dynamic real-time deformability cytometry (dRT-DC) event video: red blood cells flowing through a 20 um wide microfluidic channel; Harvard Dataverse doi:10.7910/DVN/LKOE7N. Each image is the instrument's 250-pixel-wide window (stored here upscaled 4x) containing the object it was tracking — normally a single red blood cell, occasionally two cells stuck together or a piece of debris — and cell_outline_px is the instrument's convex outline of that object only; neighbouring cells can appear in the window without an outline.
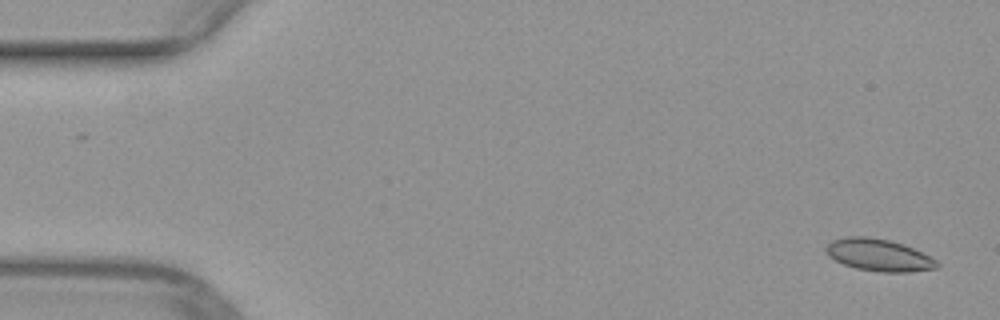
{"species": "common noctule bat (a hibernating species)", "species_latin": "Nyctalus noctula", "temperature_condition": "warm", "stored_images_in_passage": 51, "segment_of_instrument_passage": [1, 2], "camera_frame_rate_fps": 3000, "um_per_image_px": 0.085, "animal": {"sex": "female", "body_mass_g": 29.2, "forearm_length_mm": 56.3}, "frame": {"image": 1, "passage_image": 1, "time_ms": 0.0, "image_size_px": [1000, 320], "cell_outline_px": [[940, 264], [936, 268], [908, 272], [880, 272], [856, 268], [844, 264], [828, 256], [824, 248], [832, 240], [848, 236], [864, 236], [888, 240], [904, 244], [936, 260]], "centroid_in_image_um": [74.67, 21.68], "position_along_channel_um": 10.3, "area_um2": 20.58}}
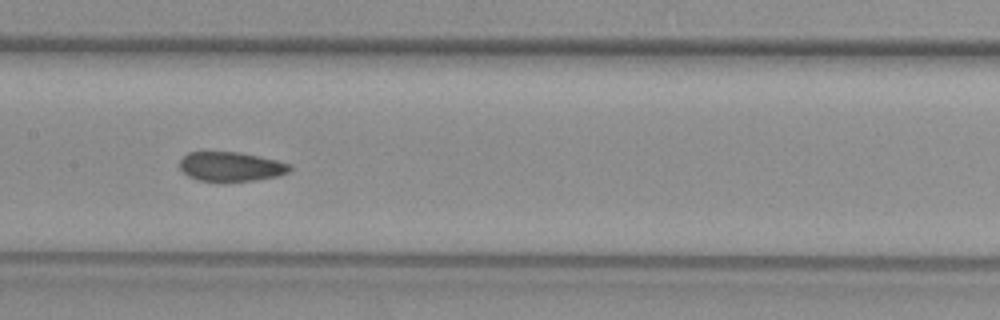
{"frame": {"image": 2, "passage_image": 24, "time_ms": 7.667, "image_size_px": [1000, 320], "cell_outline_px": [[292, 168], [288, 172], [280, 176], [256, 180], [196, 180], [180, 172], [180, 160], [188, 152], [204, 148], [240, 152], [260, 156], [292, 164]], "centroid_in_image_um": [19.57, 14.1], "position_along_channel_um": 187.8, "area_um2": 19.59}}
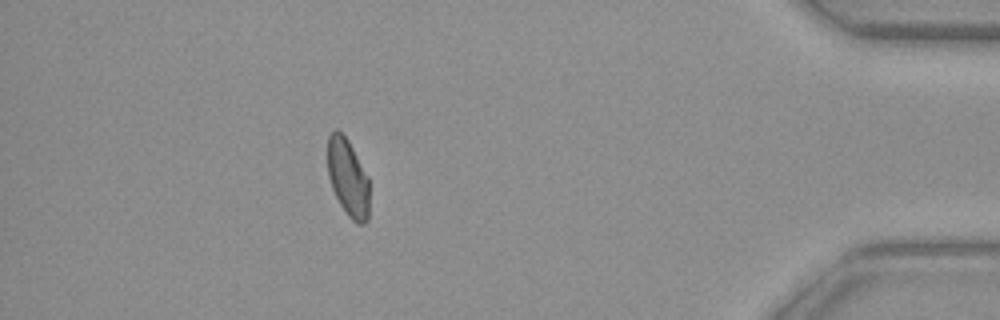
{"frame": {"image": 3, "passage_image": 44, "time_ms": 14.333, "image_size_px": [1000, 320], "cell_outline_px": [[368, 220], [364, 224], [356, 224], [348, 216], [340, 204], [332, 188], [328, 176], [328, 136], [336, 128], [348, 140], [368, 176]], "centroid_in_image_um": [29.57, 15.12], "position_along_channel_um": 405.6, "area_um2": 18.73}}